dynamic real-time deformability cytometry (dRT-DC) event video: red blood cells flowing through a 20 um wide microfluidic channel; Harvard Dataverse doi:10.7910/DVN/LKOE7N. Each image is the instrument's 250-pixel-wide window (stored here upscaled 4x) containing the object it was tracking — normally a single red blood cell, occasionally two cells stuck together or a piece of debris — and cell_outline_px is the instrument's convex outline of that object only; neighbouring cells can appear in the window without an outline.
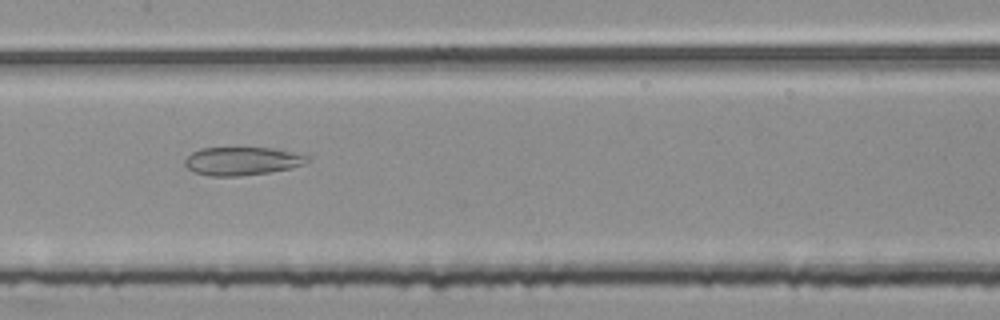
{"species": "common noctule bat (a hibernating species)", "species_latin": "Nyctalus noctula", "temperature_condition": "room temperature", "stored_images_in_passage": 46, "camera_frame_rate_fps": 3000, "um_per_image_px": 0.085, "animal": {"sex": "female", "body_mass_g": 25.1}, "frame": {"image": 1, "passage_image": 23, "time_ms": 7.333, "image_size_px": [1000, 320], "cell_outline_px": [[308, 160], [292, 168], [268, 172], [240, 176], [208, 176], [192, 172], [184, 164], [184, 160], [192, 152], [200, 148], [272, 148], [292, 152], [308, 156]], "centroid_in_image_um": [20.5, 13.7], "position_along_channel_um": 186.9, "area_um2": 20.0}}
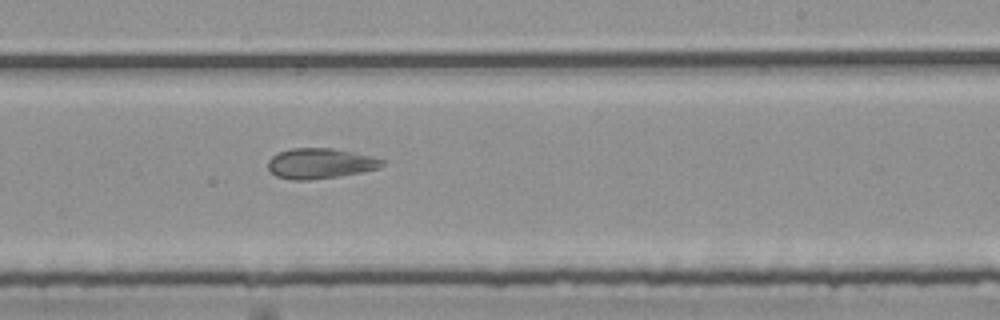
{"frame": {"image": 2, "passage_image": 29, "time_ms": 9.333, "image_size_px": [1000, 320], "cell_outline_px": [[384, 164], [380, 168], [360, 172], [336, 176], [308, 180], [292, 180], [276, 176], [268, 168], [268, 160], [276, 152], [292, 148], [332, 148], [372, 156], [384, 160]], "centroid_in_image_um": [27.19, 13.88], "position_along_channel_um": 261.8, "area_um2": 20.11}}
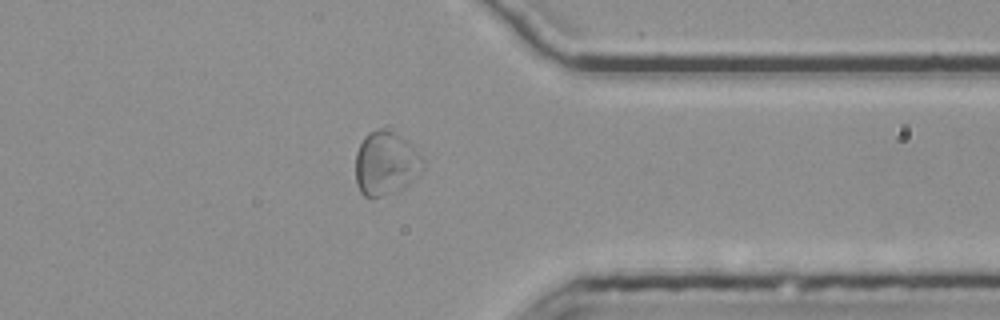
{"frame": {"image": 3, "passage_image": 39, "time_ms": 12.667, "image_size_px": [1000, 320], "cell_outline_px": [[424, 168], [400, 192], [372, 200], [364, 196], [360, 192], [356, 184], [356, 152], [364, 136], [368, 132], [380, 128], [392, 132], [408, 140], [424, 156]], "centroid_in_image_um": [32.81, 13.93], "position_along_channel_um": 378.6, "area_um2": 25.78}}